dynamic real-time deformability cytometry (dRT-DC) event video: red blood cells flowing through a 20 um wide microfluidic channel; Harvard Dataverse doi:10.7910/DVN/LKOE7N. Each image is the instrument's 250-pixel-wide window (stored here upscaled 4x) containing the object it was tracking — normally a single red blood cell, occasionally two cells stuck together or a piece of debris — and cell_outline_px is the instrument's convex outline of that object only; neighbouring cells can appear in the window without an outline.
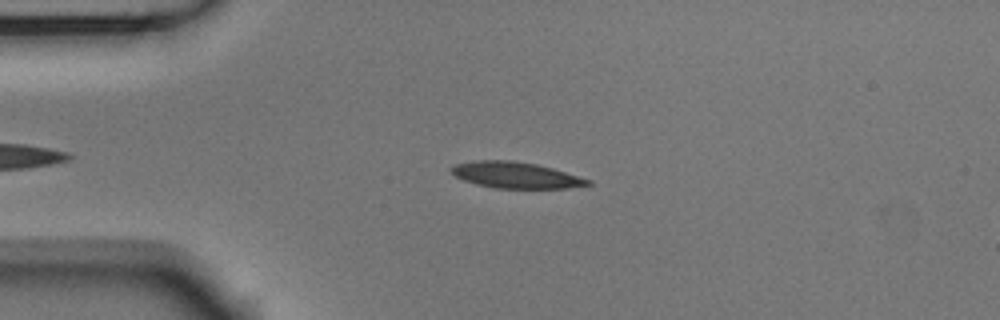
{"species": "Egyptian fruit bat (a non-hibernating species)", "species_latin": "Rousettus aegyptiacus", "temperature_condition": "room temperature", "stored_images_in_passage": 46, "camera_frame_rate_fps": 3000, "um_per_image_px": 0.085, "animal": {"sex": "male"}, "frame": {"image": 1, "passage_image": 10, "time_ms": 3.0, "image_size_px": [1000, 320], "cell_outline_px": [[592, 184], [568, 188], [496, 188], [476, 184], [464, 180], [456, 176], [448, 168], [456, 164], [472, 160], [512, 160], [536, 164], [552, 168], [592, 180]], "centroid_in_image_um": [43.83, 14.88], "position_along_channel_um": 41.2, "area_um2": 20.81}}
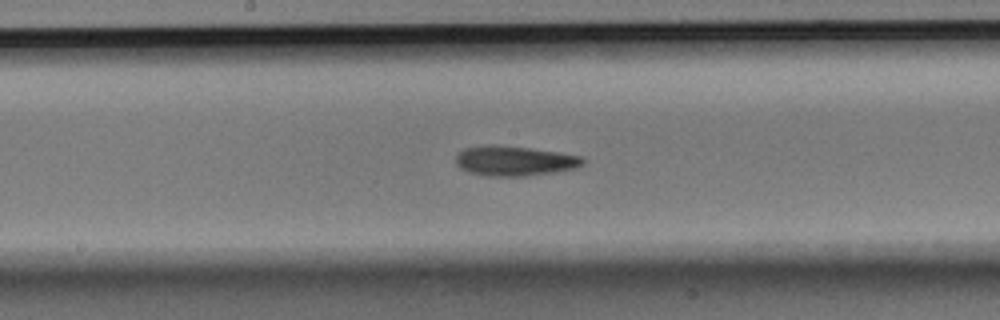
{"frame": {"image": 2, "passage_image": 25, "time_ms": 8.0, "image_size_px": [1000, 320], "cell_outline_px": [[584, 164], [576, 168], [556, 172], [528, 176], [484, 176], [468, 172], [460, 168], [456, 164], [456, 156], [464, 148], [528, 148], [560, 152], [584, 156]], "centroid_in_image_um": [43.83, 13.73], "position_along_channel_um": 204.4, "area_um2": 21.44}}
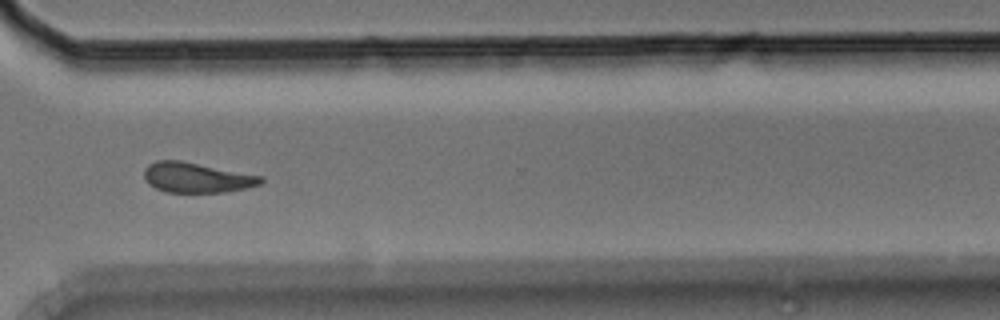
{"frame": {"image": 3, "passage_image": 37, "time_ms": 12.0, "image_size_px": [1000, 320], "cell_outline_px": [[264, 180], [260, 184], [244, 188], [224, 192], [168, 192], [156, 188], [148, 184], [144, 180], [144, 168], [148, 164], [156, 160], [180, 160], [264, 176]], "centroid_in_image_um": [16.69, 15.08], "position_along_channel_um": 353.9, "area_um2": 20.52}, "authors_computed_cell_mechanics": {"area_um2": 21.4438, "velocity_mm_per_s": 3.7444, "shape_relaxation_time_tau1_ms": 5.1554, "shape_relaxation_time_tau2_ms": 5.7916, "deformation_change_tau1": 0.1455, "deformation_change_tau2": 0.1478}}